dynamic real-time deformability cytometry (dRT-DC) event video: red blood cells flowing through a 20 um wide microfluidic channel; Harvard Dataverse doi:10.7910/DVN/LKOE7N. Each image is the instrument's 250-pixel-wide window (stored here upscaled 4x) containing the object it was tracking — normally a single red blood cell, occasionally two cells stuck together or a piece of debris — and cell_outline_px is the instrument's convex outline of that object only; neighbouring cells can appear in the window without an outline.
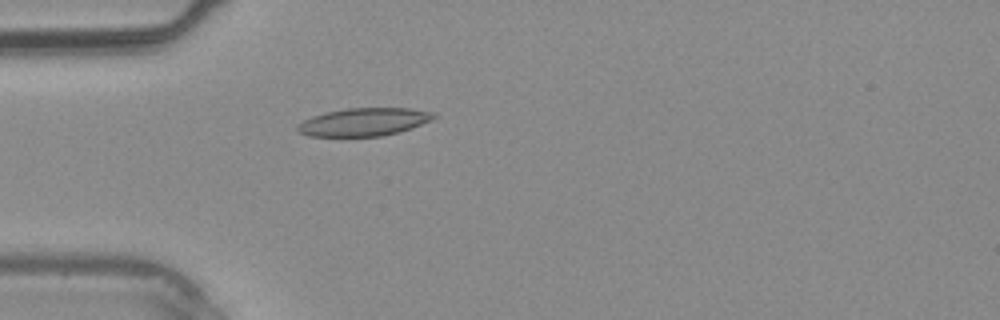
{"species": "common noctule bat (a hibernating species)", "species_latin": "Nyctalus noctula", "temperature_condition": "warm", "stored_images_in_passage": 2, "camera_frame_rate_fps": 3000, "um_per_image_px": 0.085, "animal": {"sex": "male", "body_mass_g": 20.4}, "frame": {"image": 1, "passage_image": 2, "time_ms": 1.0, "image_size_px": [1000, 320], "cell_outline_px": [[436, 116], [432, 120], [412, 128], [400, 132], [384, 136], [308, 136], [300, 132], [296, 128], [296, 124], [312, 116], [324, 112], [348, 108], [408, 108], [436, 112]], "centroid_in_image_um": [30.95, 10.36], "position_along_channel_um": 54.1, "area_um2": 22.37}}